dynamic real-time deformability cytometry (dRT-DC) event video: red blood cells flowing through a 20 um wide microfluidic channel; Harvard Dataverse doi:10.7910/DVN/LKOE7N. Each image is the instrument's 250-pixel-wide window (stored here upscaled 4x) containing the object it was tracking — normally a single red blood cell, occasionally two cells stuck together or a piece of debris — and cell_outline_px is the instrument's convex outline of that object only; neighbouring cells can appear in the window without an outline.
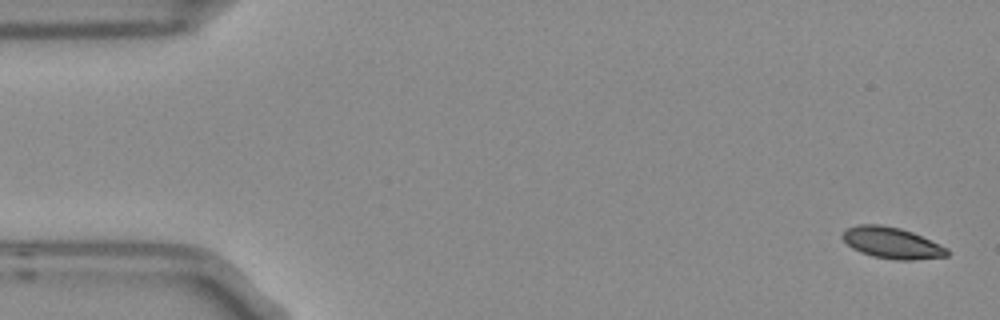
{"species": "Egyptian fruit bat (a non-hibernating species)", "species_latin": "Rousettus aegyptiacus", "temperature_condition": "room temperature", "stored_images_in_passage": 5, "camera_frame_rate_fps": 3000, "um_per_image_px": 0.085, "frame": {"image": 1, "passage_image": 1, "time_ms": 0.0, "image_size_px": [1000, 320], "cell_outline_px": [[948, 256], [912, 260], [896, 260], [872, 256], [860, 252], [852, 248], [840, 236], [848, 228], [860, 224], [880, 224], [900, 228], [912, 232], [948, 248]], "centroid_in_image_um": [75.8, 20.65], "position_along_channel_um": 9.2, "area_um2": 18.96}}
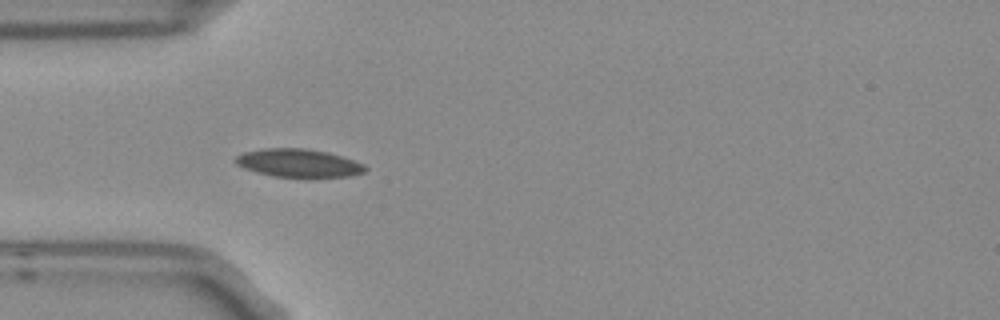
{"frame": {"image": 2, "passage_image": 4, "time_ms": 1.0, "image_size_px": [1000, 320], "cell_outline_px": [[368, 168], [364, 172], [348, 176], [312, 180], [304, 180], [276, 176], [256, 172], [244, 168], [236, 164], [232, 160], [236, 156], [244, 152], [264, 148], [304, 148], [328, 152], [364, 164]], "centroid_in_image_um": [25.38, 13.9], "position_along_channel_um": 59.6, "area_um2": 22.08}}
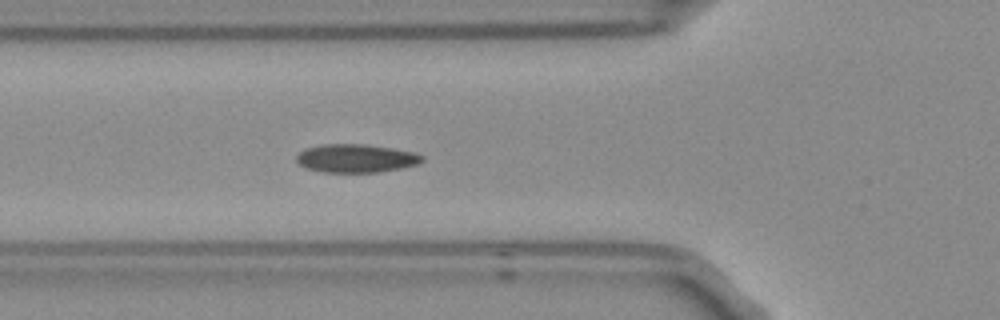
{"frame": {"image": 3, "passage_image": 5, "time_ms": 1.333, "image_size_px": [1000, 320], "cell_outline_px": [[424, 160], [416, 164], [400, 168], [380, 172], [324, 172], [308, 168], [300, 164], [296, 160], [296, 156], [300, 152], [308, 148], [324, 144], [364, 144], [392, 148], [412, 152], [424, 156]], "centroid_in_image_um": [30.27, 13.45], "position_along_channel_um": 95.5, "area_um2": 20.46}}